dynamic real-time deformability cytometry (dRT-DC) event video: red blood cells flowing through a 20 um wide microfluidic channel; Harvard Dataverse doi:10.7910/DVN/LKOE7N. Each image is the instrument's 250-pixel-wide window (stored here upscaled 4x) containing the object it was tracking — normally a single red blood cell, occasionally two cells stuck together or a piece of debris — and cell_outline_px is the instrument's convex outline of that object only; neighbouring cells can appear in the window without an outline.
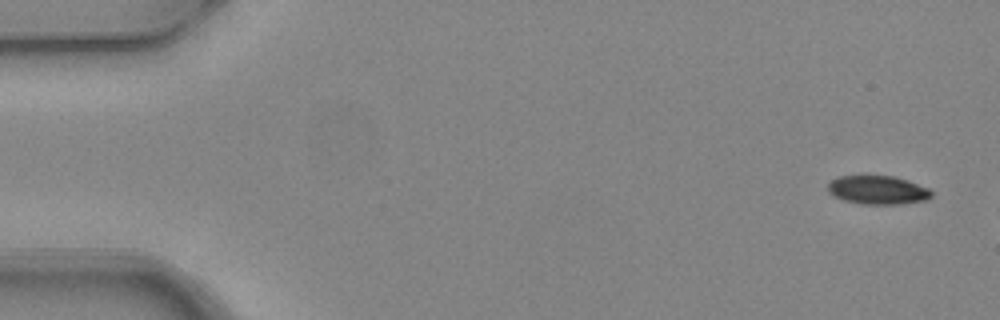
{"species": "common noctule bat (a hibernating species)", "species_latin": "Nyctalus noctula", "temperature_condition": "warm", "stored_images_in_passage": 3, "camera_frame_rate_fps": 3000, "um_per_image_px": 0.085, "animal": {"sex": "female", "body_mass_g": 24.6, "forearm_length_mm": 56.2}, "frame": {"image": 1, "passage_image": 1, "time_ms": 0.0, "image_size_px": [1000, 320], "cell_outline_px": [[932, 196], [924, 200], [900, 204], [864, 204], [844, 200], [828, 192], [828, 184], [832, 180], [840, 176], [896, 176], [908, 180], [928, 188], [932, 192]], "centroid_in_image_um": [74.63, 16.14], "position_along_channel_um": 10.4, "area_um2": 17.11}}